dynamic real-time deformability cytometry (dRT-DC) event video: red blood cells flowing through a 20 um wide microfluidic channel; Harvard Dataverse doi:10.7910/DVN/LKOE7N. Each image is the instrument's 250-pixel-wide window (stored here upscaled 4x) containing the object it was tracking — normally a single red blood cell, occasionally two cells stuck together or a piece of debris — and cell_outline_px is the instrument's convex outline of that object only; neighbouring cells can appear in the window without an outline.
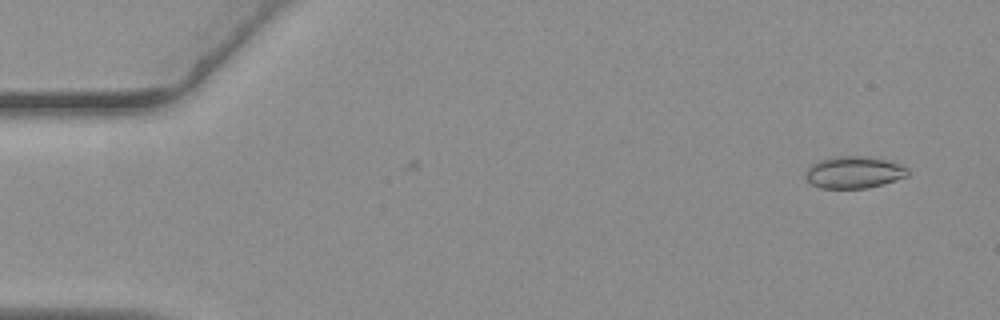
{"species": "common noctule bat (a hibernating species)", "species_latin": "Nyctalus noctula", "temperature_condition": "warm", "stored_images_in_passage": 6, "camera_frame_rate_fps": 3000, "um_per_image_px": 0.085, "animal": {"sex": "female", "body_mass_g": 19.3, "forearm_length_mm": 54.1}, "frame": {"image": 1, "passage_image": 4, "time_ms": 1.0, "image_size_px": [1000, 320], "cell_outline_px": [[908, 176], [868, 188], [820, 188], [812, 184], [804, 176], [804, 172], [812, 164], [820, 160], [832, 156], [864, 156], [888, 160], [900, 164], [908, 168]], "centroid_in_image_um": [72.57, 14.64], "position_along_channel_um": 12.4, "area_um2": 19.07}}